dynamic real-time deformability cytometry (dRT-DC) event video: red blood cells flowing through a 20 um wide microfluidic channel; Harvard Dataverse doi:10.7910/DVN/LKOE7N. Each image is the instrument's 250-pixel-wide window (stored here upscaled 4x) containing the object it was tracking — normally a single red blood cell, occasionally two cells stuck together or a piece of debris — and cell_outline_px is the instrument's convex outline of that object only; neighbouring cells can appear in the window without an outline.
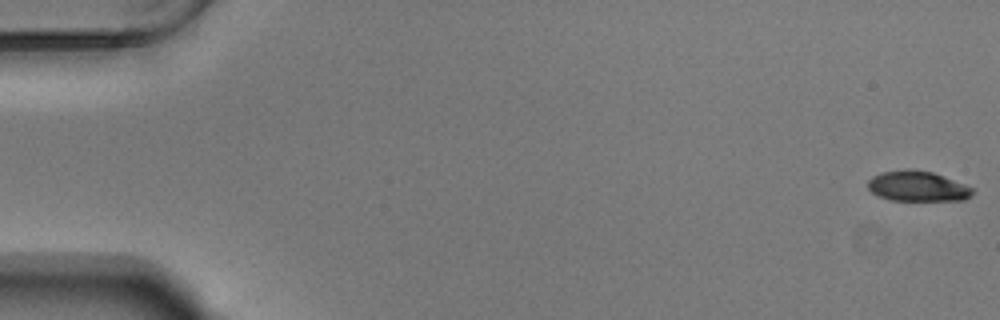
{"species": "Egyptian fruit bat (a non-hibernating species)", "species_latin": "Rousettus aegyptiacus", "temperature_condition": "warm", "stored_images_in_passage": 55, "camera_frame_rate_fps": 3000, "um_per_image_px": 0.085, "animal": {"sex": "male"}, "frame": {"image": 1, "passage_image": 1, "time_ms": 0.0, "image_size_px": [1000, 320], "cell_outline_px": [[976, 192], [972, 196], [964, 200], [892, 200], [880, 196], [872, 192], [868, 188], [868, 180], [872, 176], [880, 172], [908, 168], [932, 172], [976, 188]], "centroid_in_image_um": [78.03, 15.82], "position_along_channel_um": 7.0, "area_um2": 18.67}}
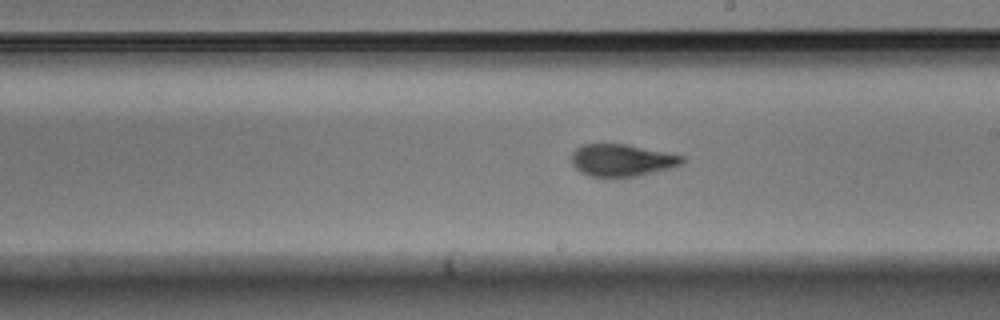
{"frame": {"image": 2, "passage_image": 32, "time_ms": 10.333, "image_size_px": [1000, 320], "cell_outline_px": [[684, 164], [672, 168], [636, 176], [592, 176], [580, 172], [572, 164], [572, 152], [580, 144], [624, 144], [684, 156]], "centroid_in_image_um": [52.86, 13.61], "position_along_channel_um": 236.1, "area_um2": 20.52}}
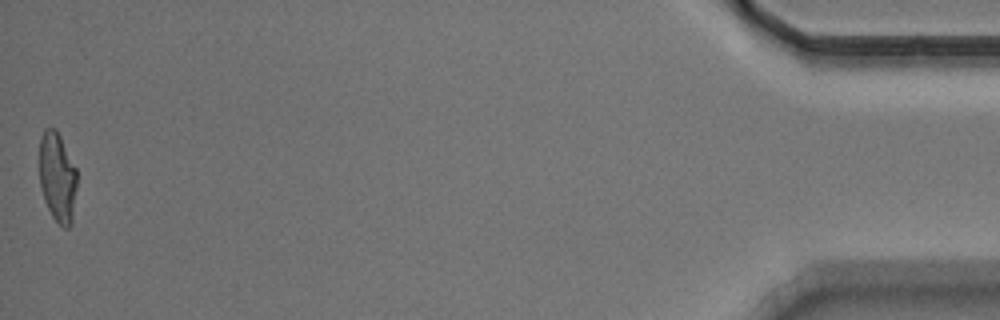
{"frame": {"image": 3, "passage_image": 55, "time_ms": 18.0, "image_size_px": [1000, 320], "cell_outline_px": [[76, 188], [72, 224], [68, 228], [64, 228], [52, 216], [44, 200], [40, 184], [40, 136], [44, 128], [56, 128], [76, 168]], "centroid_in_image_um": [4.88, 15.06], "position_along_channel_um": 430.3, "area_um2": 19.59}, "authors_computed_cell_mechanics": {"area_um2": 20.519, "velocity_mm_per_s": 3.7357, "shape_relaxation_time_tau1_ms": 6.6721, "shape_relaxation_time_tau2_ms": 1.571, "deformation_change_tau1": 0.2317, "deformation_change_tau2": 0.0854}}